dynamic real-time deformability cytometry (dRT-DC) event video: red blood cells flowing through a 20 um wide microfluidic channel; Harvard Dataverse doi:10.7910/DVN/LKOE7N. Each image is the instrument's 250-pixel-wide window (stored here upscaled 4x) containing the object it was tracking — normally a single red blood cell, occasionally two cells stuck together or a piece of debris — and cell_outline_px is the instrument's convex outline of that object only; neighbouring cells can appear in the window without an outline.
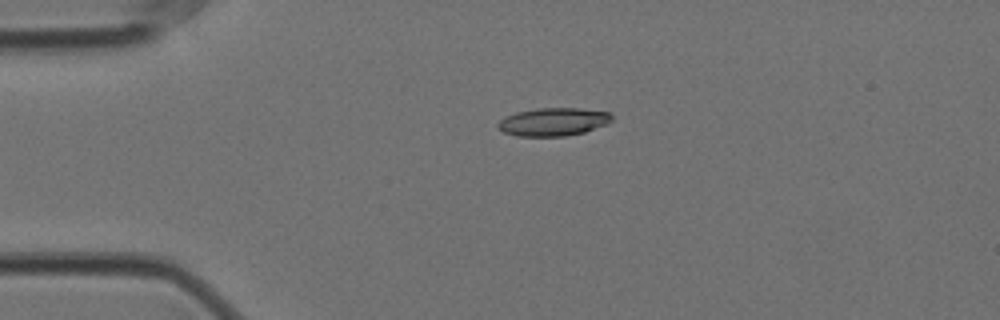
{"species": "Egyptian fruit bat (a non-hibernating species)", "species_latin": "Rousettus aegyptiacus", "temperature_condition": "cold", "stored_images_in_passage": 45, "camera_frame_rate_fps": 3000, "um_per_image_px": 0.085, "animal": {"sex": "female"}, "frame": {"image": 1, "passage_image": 1, "time_ms": 0.0, "image_size_px": [1000, 320], "cell_outline_px": [[612, 120], [608, 124], [584, 132], [564, 136], [516, 136], [504, 132], [496, 124], [500, 120], [516, 112], [536, 108], [580, 108], [612, 112]], "centroid_in_image_um": [47.07, 10.35], "position_along_channel_um": 37.9, "area_um2": 18.67}}
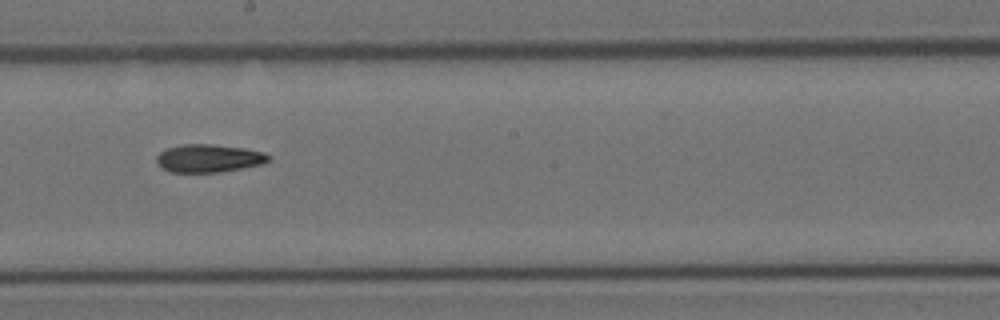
{"frame": {"image": 2, "passage_image": 20, "time_ms": 6.333, "image_size_px": [1000, 320], "cell_outline_px": [[272, 156], [264, 164], [220, 172], [168, 172], [160, 168], [156, 164], [156, 156], [160, 152], [168, 148], [180, 144], [212, 144], [244, 148], [264, 152]], "centroid_in_image_um": [17.72, 13.46], "position_along_channel_um": 230.5, "area_um2": 18.5}}
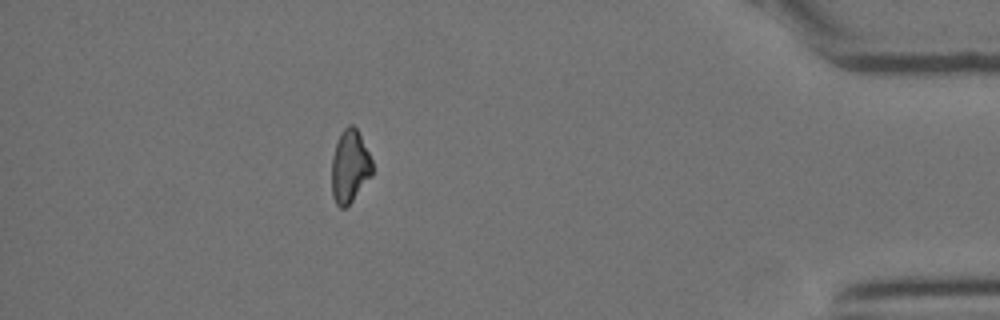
{"frame": {"image": 3, "passage_image": 39, "time_ms": 12.667, "image_size_px": [1000, 320], "cell_outline_px": [[372, 176], [352, 200], [344, 208], [340, 208], [336, 204], [332, 196], [332, 156], [340, 132], [348, 124], [352, 124], [356, 128], [372, 160]], "centroid_in_image_um": [29.72, 14.14], "position_along_channel_um": 405.5, "area_um2": 17.11}, "authors_computed_cell_mechanics": {"area_um2": 18.496, "velocity_mm_per_s": 3.5279, "shape_relaxation_time_tau1_ms": 8.9396, "shape_relaxation_time_tau2_ms": null, "deformation_change_tau1": 0.181, "deformation_change_tau2": null}}